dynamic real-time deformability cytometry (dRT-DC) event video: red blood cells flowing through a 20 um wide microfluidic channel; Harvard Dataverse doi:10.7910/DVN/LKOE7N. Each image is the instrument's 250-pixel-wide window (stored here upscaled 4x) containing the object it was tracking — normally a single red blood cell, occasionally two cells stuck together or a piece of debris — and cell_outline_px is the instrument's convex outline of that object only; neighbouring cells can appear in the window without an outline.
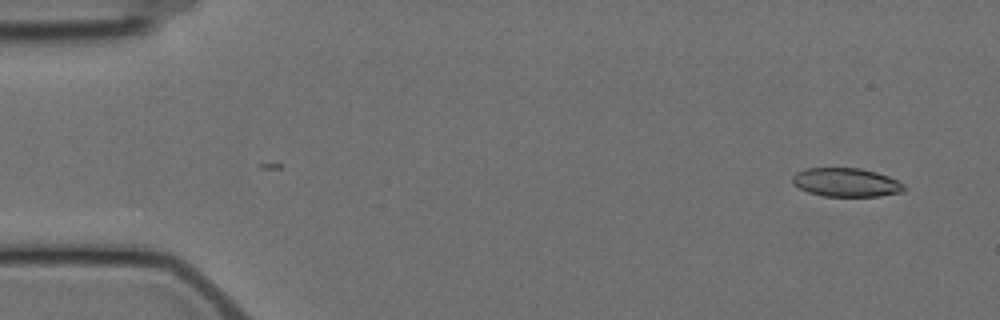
{"species": "Egyptian fruit bat (a non-hibernating species)", "species_latin": "Rousettus aegyptiacus", "temperature_condition": "cold", "stored_images_in_passage": 6, "camera_frame_rate_fps": 3000, "um_per_image_px": 0.085, "animal": {"sex": "female"}, "frame": {"image": 1, "passage_image": 1, "time_ms": 0.0, "image_size_px": [1000, 320], "cell_outline_px": [[908, 188], [904, 192], [880, 196], [824, 196], [808, 192], [792, 184], [792, 176], [796, 172], [804, 168], [860, 168], [876, 172], [888, 176], [904, 184]], "centroid_in_image_um": [71.93, 15.5], "position_along_channel_um": 13.1, "area_um2": 18.84}}
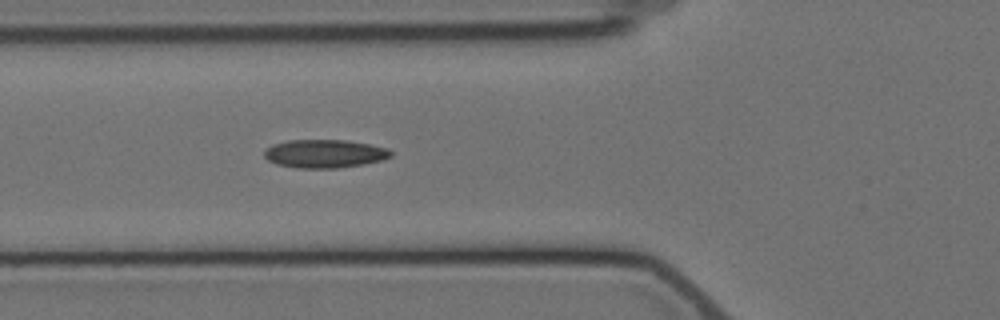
{"frame": {"image": 2, "passage_image": 6, "time_ms": 5.667, "image_size_px": [1000, 320], "cell_outline_px": [[392, 156], [384, 160], [364, 164], [336, 168], [296, 168], [276, 164], [268, 160], [264, 156], [264, 148], [272, 144], [288, 140], [344, 140], [368, 144], [388, 148], [392, 152]], "centroid_in_image_um": [27.57, 13.06], "position_along_channel_um": 98.2, "area_um2": 21.04}}